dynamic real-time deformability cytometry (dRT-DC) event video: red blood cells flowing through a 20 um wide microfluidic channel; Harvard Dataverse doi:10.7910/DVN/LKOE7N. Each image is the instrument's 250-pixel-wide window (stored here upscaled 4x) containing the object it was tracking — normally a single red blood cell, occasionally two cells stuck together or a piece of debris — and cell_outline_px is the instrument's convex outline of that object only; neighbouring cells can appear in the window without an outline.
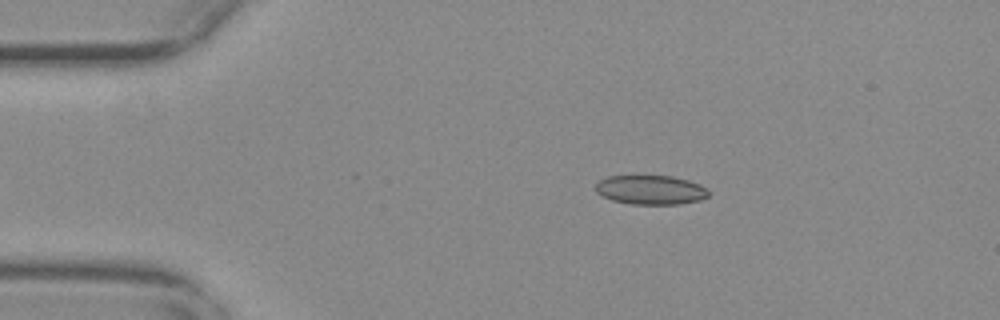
{"species": "common noctule bat (a hibernating species)", "species_latin": "Nyctalus noctula", "temperature_condition": "warm", "stored_images_in_passage": 39, "camera_frame_rate_fps": 3000, "um_per_image_px": 0.085, "animal": {"sex": "female", "body_mass_g": 29.2, "forearm_length_mm": 56.3}, "frame": {"image": 1, "passage_image": 1, "time_ms": 0.0, "image_size_px": [1000, 320], "cell_outline_px": [[708, 196], [700, 200], [680, 204], [632, 204], [612, 200], [596, 192], [596, 184], [600, 180], [608, 176], [632, 172], [636, 172], [672, 176], [688, 180], [700, 184], [708, 188]], "centroid_in_image_um": [55.28, 16.07], "position_along_channel_um": 29.7, "area_um2": 20.17}}
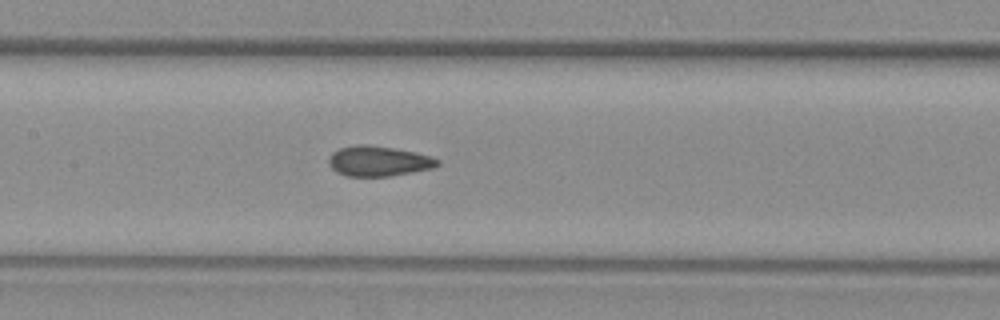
{"frame": {"image": 2, "passage_image": 17, "time_ms": 5.333, "image_size_px": [1000, 320], "cell_outline_px": [[440, 164], [432, 168], [412, 172], [388, 176], [344, 176], [336, 172], [328, 164], [328, 160], [332, 152], [340, 148], [356, 144], [368, 144], [416, 152], [432, 156], [440, 160]], "centroid_in_image_um": [32.16, 13.69], "position_along_channel_um": 175.2, "area_um2": 19.25}}
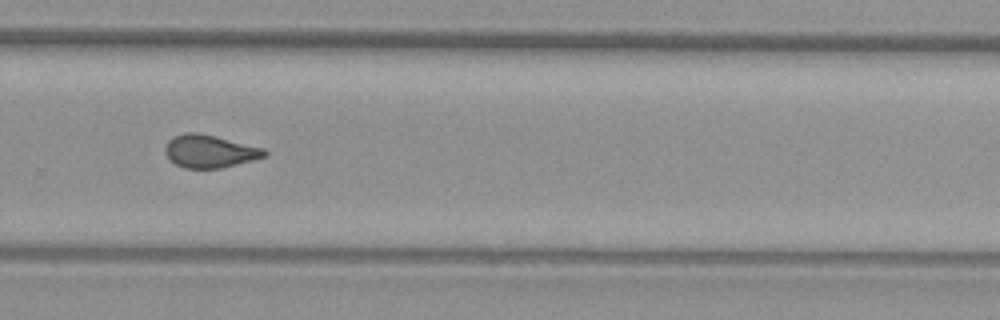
{"frame": {"image": 3, "passage_image": 28, "time_ms": 9.0, "image_size_px": [1000, 320], "cell_outline_px": [[268, 156], [220, 168], [184, 168], [176, 164], [168, 156], [164, 148], [168, 140], [184, 132], [196, 132], [264, 148], [268, 152]], "centroid_in_image_um": [17.84, 12.86], "position_along_channel_um": 312.0, "area_um2": 18.67}, "authors_computed_cell_mechanics": {"area_um2": 19.0162, "velocity_mm_per_s": 3.7473, "shape_relaxation_time_tau1_ms": null, "shape_relaxation_time_tau2_ms": 1.6687, "deformation_change_tau1": null, "deformation_change_tau2": 0.0901}}